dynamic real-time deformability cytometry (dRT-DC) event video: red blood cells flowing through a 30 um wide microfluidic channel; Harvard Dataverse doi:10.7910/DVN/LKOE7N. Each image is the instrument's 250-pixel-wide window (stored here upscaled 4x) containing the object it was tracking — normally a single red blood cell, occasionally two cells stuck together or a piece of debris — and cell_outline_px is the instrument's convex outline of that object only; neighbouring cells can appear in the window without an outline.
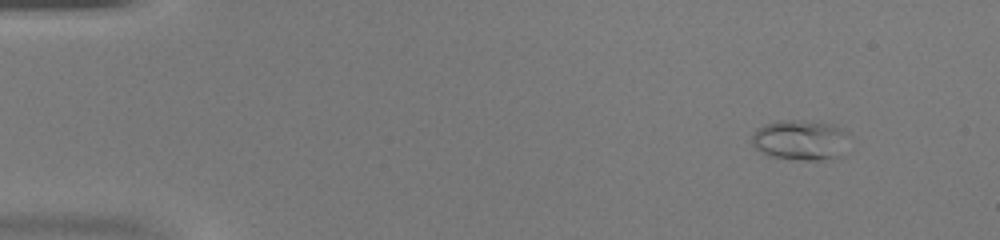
{"species": "common noctule bat (a hibernating species)", "species_latin": "Nyctalus noctula", "temperature_condition": "warm", "stored_images_in_passage": 43, "camera_frame_rate_fps": 3000, "um_per_image_px": 0.085, "animal": {"sex": "female", "body_mass_g": 20.0, "forearm_length_mm": 54.0}, "frame": {"image": 1, "passage_image": 1, "time_ms": 0.0, "image_size_px": [1000, 240], "cell_outline_px": [[848, 132], [840, 156], [820, 160], [804, 160], [768, 156], [756, 148], [752, 144], [752, 132], [756, 128], [764, 124], [784, 120], [796, 120], [832, 124], [844, 128]], "centroid_in_image_um": [67.99, 11.89], "position_along_channel_um": 17.0, "area_um2": 22.66}}
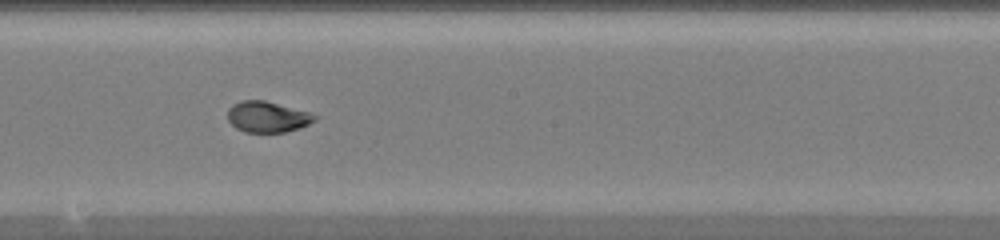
{"frame": {"image": 2, "passage_image": 23, "time_ms": 7.333, "image_size_px": [1000, 240], "cell_outline_px": [[320, 116], [316, 120], [300, 128], [284, 132], [244, 132], [236, 128], [228, 120], [228, 108], [232, 104], [240, 100], [264, 100], [308, 112]], "centroid_in_image_um": [22.72, 9.93], "position_along_channel_um": 225.5, "area_um2": 15.72}}
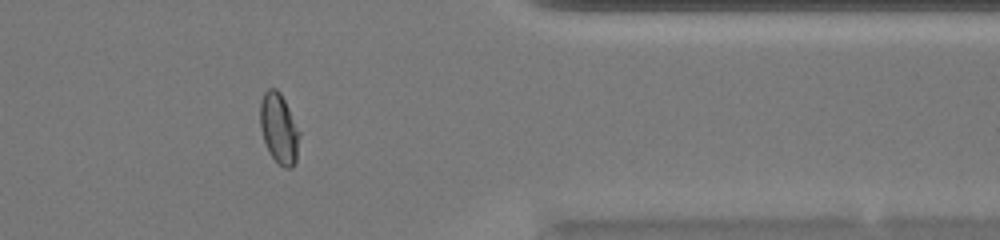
{"frame": {"image": 3, "passage_image": 35, "time_ms": 11.333, "image_size_px": [1000, 240], "cell_outline_px": [[300, 132], [296, 160], [292, 168], [284, 168], [268, 152], [260, 128], [260, 104], [264, 92], [268, 88], [276, 88], [280, 92]], "centroid_in_image_um": [23.7, 10.92], "position_along_channel_um": 387.7, "area_um2": 15.95}}